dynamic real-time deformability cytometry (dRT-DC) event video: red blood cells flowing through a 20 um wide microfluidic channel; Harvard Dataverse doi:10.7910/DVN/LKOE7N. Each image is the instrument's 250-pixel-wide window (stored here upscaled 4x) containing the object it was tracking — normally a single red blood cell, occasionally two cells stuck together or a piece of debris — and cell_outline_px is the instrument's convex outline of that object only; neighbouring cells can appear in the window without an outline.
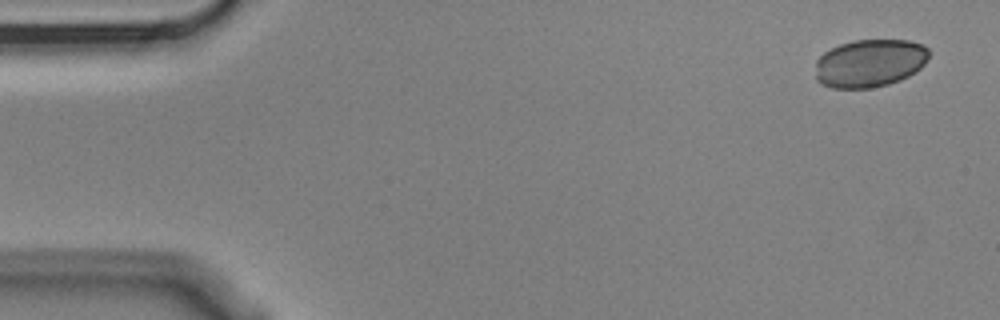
{"species": "Egyptian fruit bat (a non-hibernating species)", "species_latin": "Rousettus aegyptiacus", "temperature_condition": "cold", "stored_images_in_passage": 5, "camera_frame_rate_fps": 3000, "um_per_image_px": 0.085, "animal": {"sex": "male"}, "frame": {"image": 1, "passage_image": 1, "time_ms": 0.0, "image_size_px": [1000, 320], "cell_outline_px": [[928, 56], [924, 64], [916, 72], [900, 80], [888, 84], [872, 88], [832, 88], [820, 84], [816, 80], [816, 60], [824, 52], [840, 44], [852, 40], [908, 40], [924, 44], [928, 48]], "centroid_in_image_um": [73.92, 5.37], "position_along_channel_um": 11.1, "area_um2": 31.96}}